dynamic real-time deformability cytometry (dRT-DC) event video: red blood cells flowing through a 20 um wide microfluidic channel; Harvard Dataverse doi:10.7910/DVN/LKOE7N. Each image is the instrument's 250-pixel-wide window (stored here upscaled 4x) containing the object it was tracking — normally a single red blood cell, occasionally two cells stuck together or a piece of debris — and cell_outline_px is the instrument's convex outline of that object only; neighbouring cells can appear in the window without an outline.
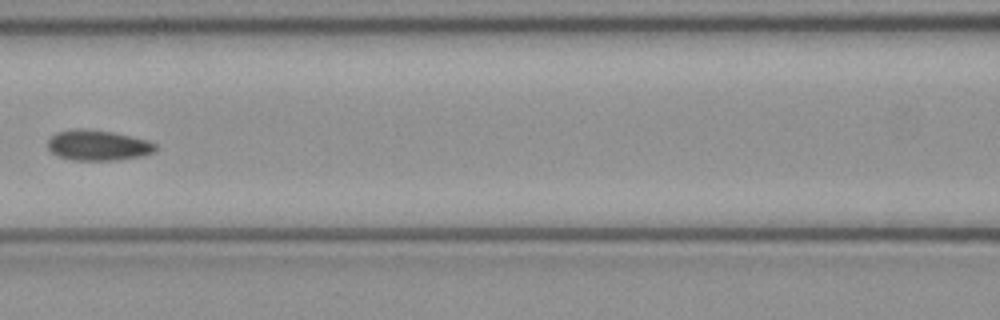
{"species": "common noctule bat (a hibernating species)", "species_latin": "Nyctalus noctula", "temperature_condition": "cold", "stored_images_in_passage": 7, "camera_frame_rate_fps": 3000, "um_per_image_px": 0.085, "animal": {"sex": "female", "body_mass_g": 21.9}, "frame": {"image": 1, "passage_image": 6, "time_ms": 1.667, "image_size_px": [1000, 320], "cell_outline_px": [[156, 152], [144, 156], [116, 160], [72, 160], [56, 156], [48, 148], [48, 140], [56, 132], [76, 128], [84, 128], [112, 132], [144, 140], [156, 144]], "centroid_in_image_um": [8.3, 12.36], "position_along_channel_um": 158.3, "area_um2": 19.13}}
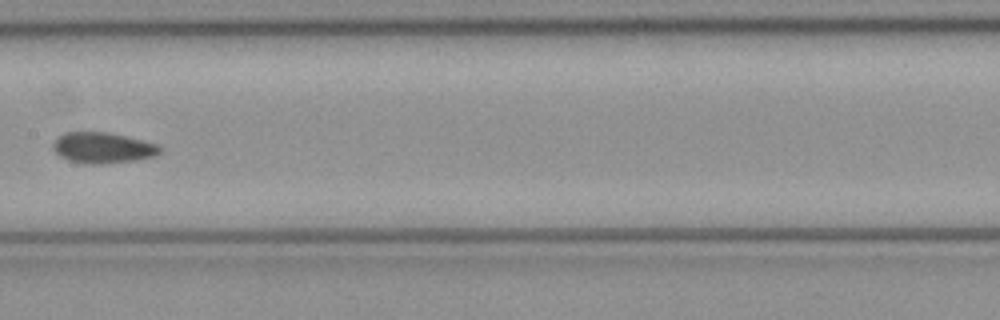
{"frame": {"image": 2, "passage_image": 7, "time_ms": 2.0, "image_size_px": [1000, 320], "cell_outline_px": [[160, 152], [156, 156], [132, 160], [100, 164], [88, 164], [68, 160], [60, 156], [52, 148], [52, 144], [64, 132], [108, 132], [156, 144], [160, 148]], "centroid_in_image_um": [8.69, 12.56], "position_along_channel_um": 198.7, "area_um2": 18.84}}